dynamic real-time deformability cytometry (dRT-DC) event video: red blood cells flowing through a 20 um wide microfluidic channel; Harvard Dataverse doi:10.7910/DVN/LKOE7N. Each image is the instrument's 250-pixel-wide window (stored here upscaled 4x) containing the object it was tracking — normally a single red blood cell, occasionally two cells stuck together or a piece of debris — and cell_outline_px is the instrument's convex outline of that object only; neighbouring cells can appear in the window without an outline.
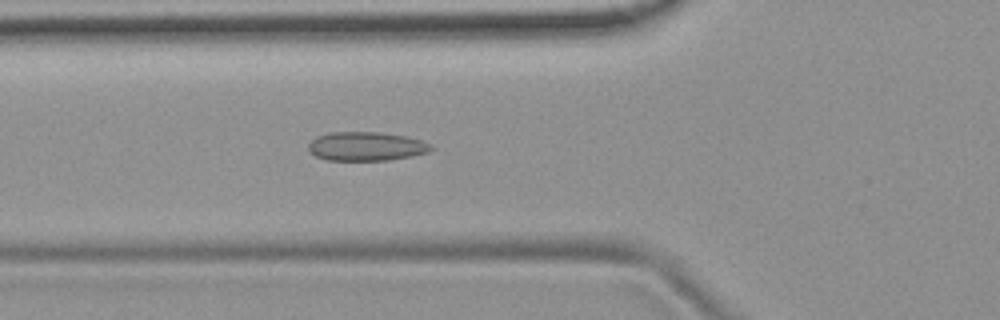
{"species": "common noctule bat (a hibernating species)", "species_latin": "Nyctalus noctula", "temperature_condition": "room temperature", "stored_images_in_passage": 52, "camera_frame_rate_fps": 3000, "um_per_image_px": 0.085, "animal": {"sex": "female", "body_mass_g": 19.9}, "frame": {"image": 1, "passage_image": 18, "time_ms": 5.667, "image_size_px": [1000, 320], "cell_outline_px": [[436, 148], [428, 152], [388, 160], [328, 160], [316, 156], [308, 152], [308, 144], [316, 136], [332, 132], [380, 132], [408, 136], [432, 144]], "centroid_in_image_um": [31.13, 12.43], "position_along_channel_um": 94.7, "area_um2": 20.75}}
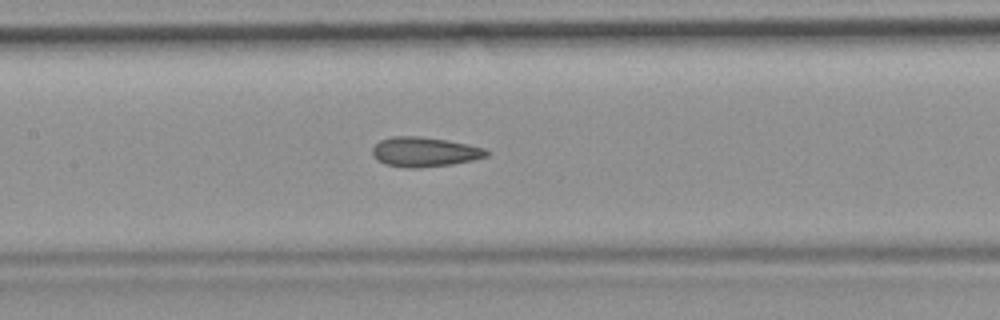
{"frame": {"image": 2, "passage_image": 24, "time_ms": 7.667, "image_size_px": [1000, 320], "cell_outline_px": [[492, 152], [488, 156], [472, 160], [452, 164], [420, 168], [404, 168], [384, 164], [376, 160], [372, 152], [372, 148], [380, 140], [392, 136], [420, 136], [468, 144], [484, 148]], "centroid_in_image_um": [36.08, 12.92], "position_along_channel_um": 171.3, "area_um2": 19.88}}
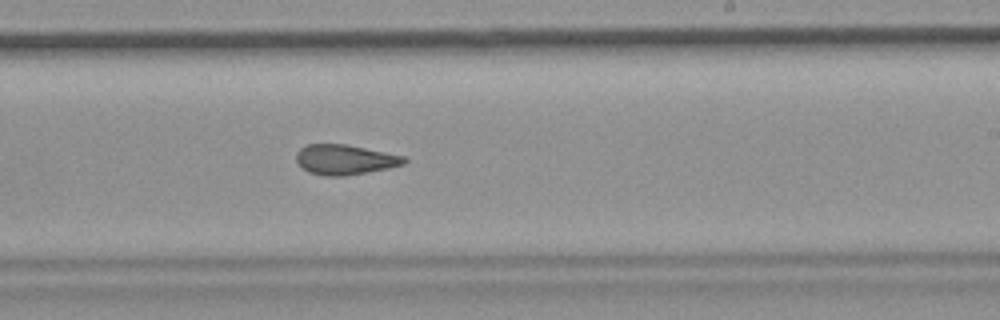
{"frame": {"image": 3, "passage_image": 31, "time_ms": 10.0, "image_size_px": [1000, 320], "cell_outline_px": [[408, 160], [404, 164], [388, 168], [344, 176], [324, 176], [308, 172], [296, 160], [296, 152], [300, 148], [308, 144], [344, 144], [404, 156]], "centroid_in_image_um": [29.3, 13.57], "position_along_channel_um": 259.7, "area_um2": 18.67}, "authors_computed_cell_mechanics": {"area_um2": 19.7676, "velocity_mm_per_s": 3.8111, "shape_relaxation_time_tau1_ms": null, "shape_relaxation_time_tau2_ms": 2.5059, "deformation_change_tau1": null, "deformation_change_tau2": 0.0925}}